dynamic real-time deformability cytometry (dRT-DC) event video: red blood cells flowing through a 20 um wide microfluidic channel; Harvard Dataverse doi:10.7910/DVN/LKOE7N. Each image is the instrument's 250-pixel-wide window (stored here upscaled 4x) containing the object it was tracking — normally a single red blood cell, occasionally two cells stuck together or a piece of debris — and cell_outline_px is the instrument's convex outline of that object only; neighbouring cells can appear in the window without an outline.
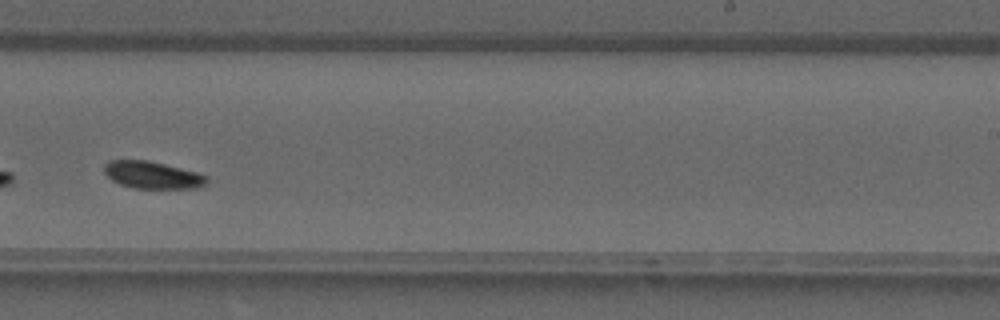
{"species": "common noctule bat (a hibernating species)", "species_latin": "Nyctalus noctula", "temperature_condition": "warm", "stored_images_in_passage": 35, "camera_frame_rate_fps": 3000, "um_per_image_px": 0.085, "animal": {"sex": "male", "forearm_length_mm": 52.5}, "frame": {"image": 1, "passage_image": 20, "time_ms": 6.333, "image_size_px": [1000, 320], "cell_outline_px": [[208, 184], [196, 188], [132, 188], [120, 184], [112, 180], [104, 172], [104, 164], [108, 160], [148, 160], [196, 172], [208, 176]], "centroid_in_image_um": [12.96, 14.88], "position_along_channel_um": 276.0, "area_um2": 16.3}}
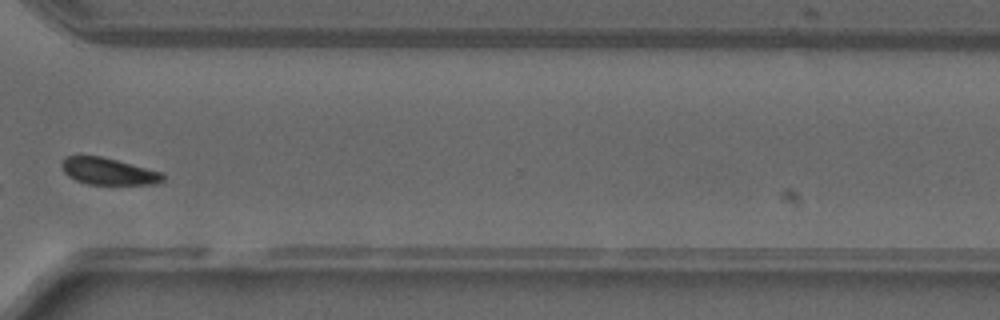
{"frame": {"image": 2, "passage_image": 25, "time_ms": 8.0, "image_size_px": [1000, 320], "cell_outline_px": [[164, 180], [156, 184], [88, 184], [76, 180], [68, 176], [64, 172], [60, 164], [64, 156], [100, 156], [164, 172]], "centroid_in_image_um": [9.21, 14.56], "position_along_channel_um": 361.4, "area_um2": 15.84}}
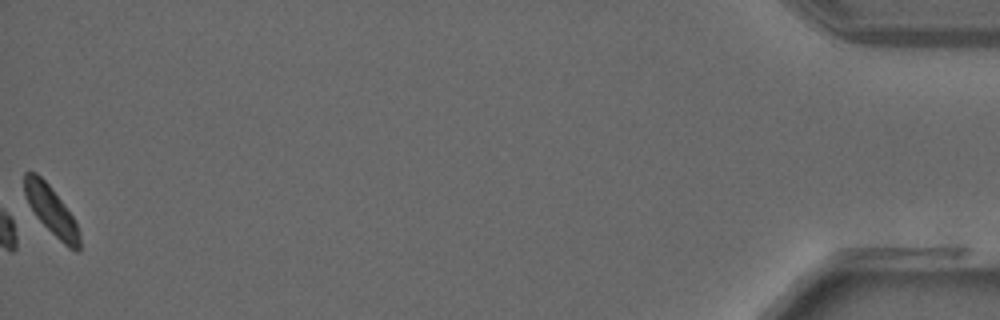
{"frame": {"image": 3, "passage_image": 35, "time_ms": 11.333, "image_size_px": [1000, 320], "cell_outline_px": [[80, 252], [76, 252], [68, 248], [36, 216], [28, 204], [24, 192], [24, 172], [36, 172], [48, 184], [64, 204], [72, 216], [80, 232]], "centroid_in_image_um": [4.36, 17.9], "position_along_channel_um": 430.8, "area_um2": 15.37}}